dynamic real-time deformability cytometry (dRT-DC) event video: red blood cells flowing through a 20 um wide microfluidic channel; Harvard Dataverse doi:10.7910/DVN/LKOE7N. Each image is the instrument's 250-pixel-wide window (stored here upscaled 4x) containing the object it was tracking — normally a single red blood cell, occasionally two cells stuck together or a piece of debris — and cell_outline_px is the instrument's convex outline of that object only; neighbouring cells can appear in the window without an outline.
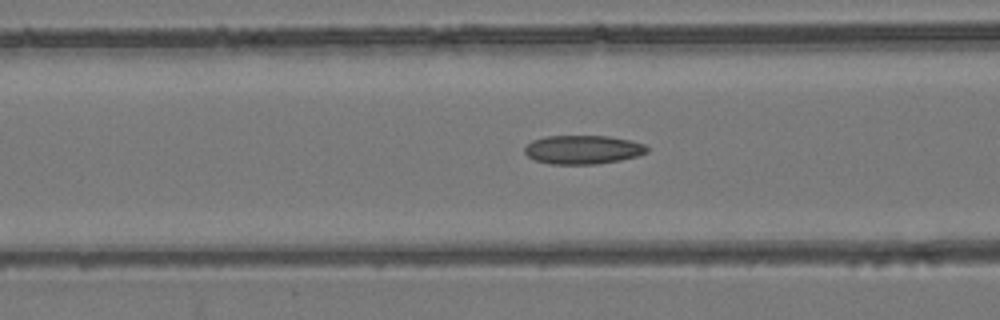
{"species": "common noctule bat (a hibernating species)", "species_latin": "Nyctalus noctula", "temperature_condition": "room temperature", "stored_images_in_passage": 45, "camera_frame_rate_fps": 3000, "um_per_image_px": 0.085, "animal": {"sex": "female", "body_mass_g": 24.6, "forearm_length_mm": 56.2}, "frame": {"image": 1, "passage_image": 13, "time_ms": 4.0, "image_size_px": [1000, 320], "cell_outline_px": [[648, 152], [640, 156], [620, 160], [596, 164], [548, 164], [536, 160], [528, 156], [524, 152], [524, 148], [532, 140], [548, 136], [608, 136], [628, 140], [644, 144], [648, 148]], "centroid_in_image_um": [49.55, 12.72], "position_along_channel_um": 117.0, "area_um2": 20.52}}
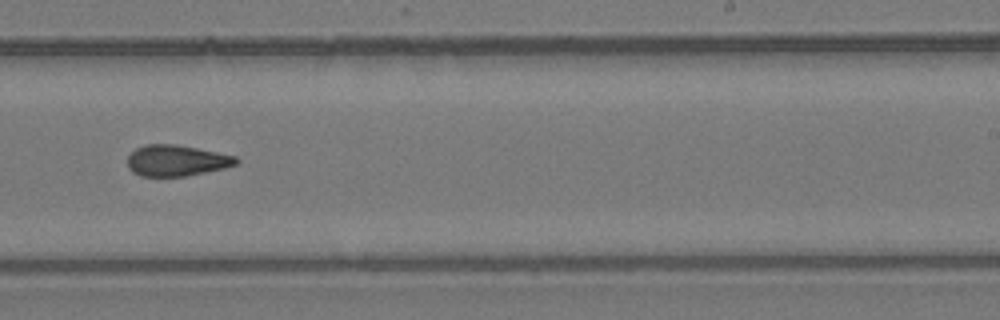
{"frame": {"image": 2, "passage_image": 25, "time_ms": 8.0, "image_size_px": [1000, 320], "cell_outline_px": [[240, 160], [236, 164], [224, 168], [184, 176], [140, 176], [132, 172], [128, 168], [128, 156], [136, 148], [144, 144], [176, 144], [236, 156]], "centroid_in_image_um": [14.97, 13.64], "position_along_channel_um": 274.0, "area_um2": 19.59}}
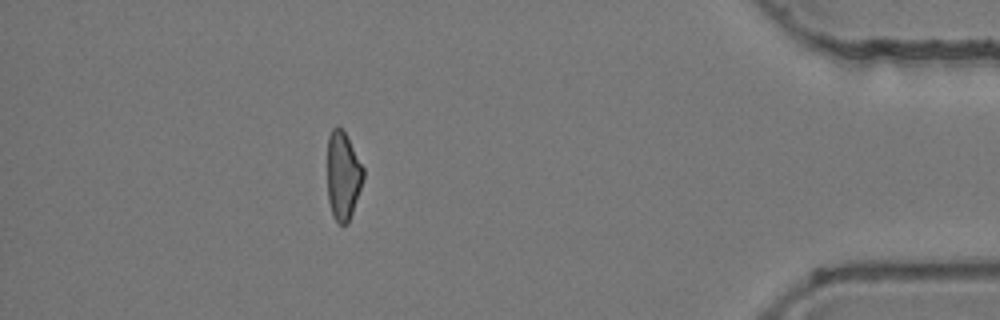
{"frame": {"image": 3, "passage_image": 39, "time_ms": 12.667, "image_size_px": [1000, 320], "cell_outline_px": [[364, 180], [348, 224], [340, 224], [332, 216], [328, 200], [328, 136], [332, 128], [336, 124], [344, 132], [364, 168]], "centroid_in_image_um": [29.16, 14.95], "position_along_channel_um": 406.0, "area_um2": 18.5}, "authors_computed_cell_mechanics": {"area_um2": 20.1144, "velocity_mm_per_s": 3.9194, "shape_relaxation_time_tau1_ms": null, "shape_relaxation_time_tau2_ms": 4.2732, "deformation_change_tau1": null, "deformation_change_tau2": 0.1322}}